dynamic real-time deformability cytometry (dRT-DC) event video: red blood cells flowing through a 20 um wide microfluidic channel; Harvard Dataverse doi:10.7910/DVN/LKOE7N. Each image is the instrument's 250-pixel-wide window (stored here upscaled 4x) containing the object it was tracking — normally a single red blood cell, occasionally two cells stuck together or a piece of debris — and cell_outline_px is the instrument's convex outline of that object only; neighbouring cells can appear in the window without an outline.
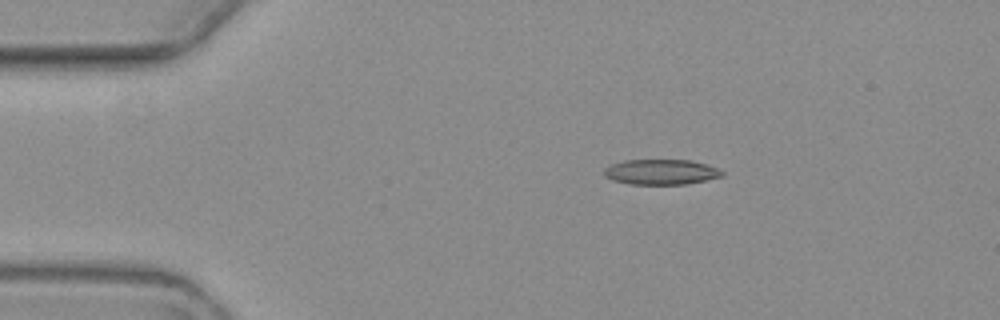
{"species": "common noctule bat (a hibernating species)", "species_latin": "Nyctalus noctula", "temperature_condition": "warm", "stored_images_in_passage": 5, "camera_frame_rate_fps": 3000, "um_per_image_px": 0.085, "animal": {"sex": "female", "body_mass_g": 19.3, "forearm_length_mm": 54.1}, "frame": {"image": 1, "passage_image": 3, "time_ms": 2.333, "image_size_px": [1000, 320], "cell_outline_px": [[724, 176], [684, 184], [632, 184], [612, 180], [604, 176], [604, 168], [612, 164], [624, 160], [692, 160], [708, 164], [724, 172]], "centroid_in_image_um": [56.19, 14.61], "position_along_channel_um": 28.8, "area_um2": 17.34}}